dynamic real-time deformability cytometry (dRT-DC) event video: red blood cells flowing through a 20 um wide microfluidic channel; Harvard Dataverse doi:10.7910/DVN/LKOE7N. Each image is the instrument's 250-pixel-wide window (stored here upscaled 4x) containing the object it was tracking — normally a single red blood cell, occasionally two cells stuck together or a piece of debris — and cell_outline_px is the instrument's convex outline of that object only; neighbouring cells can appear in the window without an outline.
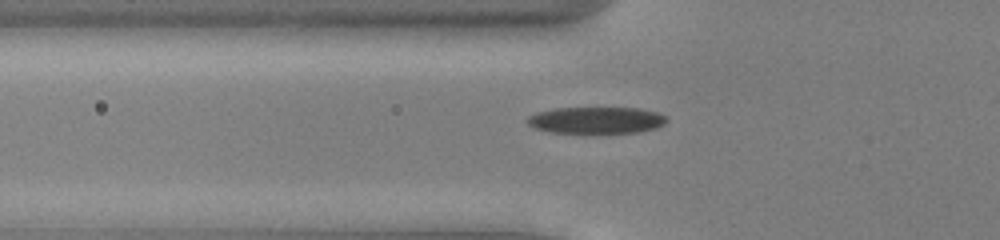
{"species": "common noctule bat (a hibernating species)", "species_latin": "Nyctalus noctula", "temperature_condition": "cold", "stored_images_in_passage": 40, "camera_frame_rate_fps": 3000, "um_per_image_px": 0.085, "animal": {"sex": "male", "body_mass_g": 13.0, "forearm_length_mm": 53.1}, "frame": {"image": 1, "passage_image": 6, "time_ms": 1.667, "image_size_px": [1000, 240], "cell_outline_px": [[668, 120], [664, 124], [656, 128], [636, 132], [552, 132], [536, 128], [528, 124], [524, 120], [528, 116], [536, 112], [556, 108], [640, 108], [656, 112], [664, 116]], "centroid_in_image_um": [50.66, 10.2], "position_along_channel_um": 75.1, "area_um2": 21.39}}
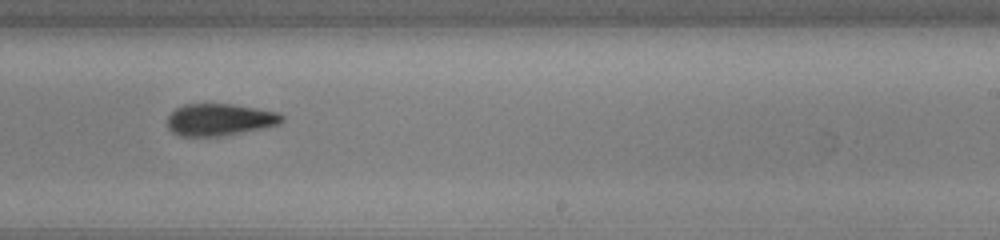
{"frame": {"image": 2, "passage_image": 21, "time_ms": 6.667, "image_size_px": [1000, 240], "cell_outline_px": [[284, 120], [280, 124], [220, 136], [180, 136], [172, 132], [168, 128], [168, 116], [176, 108], [184, 104], [232, 104], [280, 112], [284, 116]], "centroid_in_image_um": [18.68, 10.16], "position_along_channel_um": 270.3, "area_um2": 21.27}}
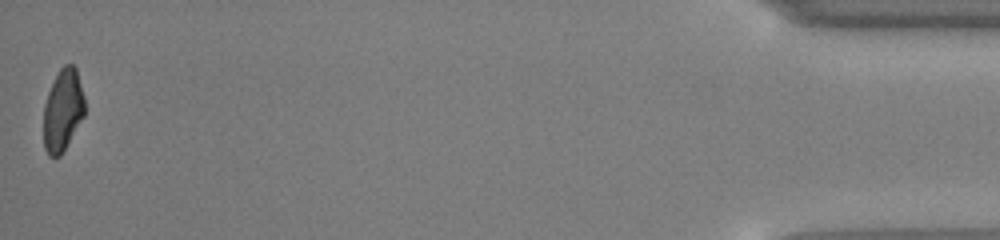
{"frame": {"image": 3, "passage_image": 40, "time_ms": 13.0, "image_size_px": [1000, 240], "cell_outline_px": [[84, 116], [60, 156], [48, 156], [44, 148], [44, 104], [48, 92], [60, 68], [64, 64], [72, 64], [76, 68], [84, 96]], "centroid_in_image_um": [5.34, 9.36], "position_along_channel_um": 429.9, "area_um2": 19.48}, "authors_computed_cell_mechanics": {"area_um2": 21.2993, "velocity_mm_per_s": 3.91, "shape_relaxation_time_tau1_ms": 3.4134, "shape_relaxation_time_tau2_ms": 4.5537, "deformation_change_tau1": 0.1177, "deformation_change_tau2": 0.1212}}